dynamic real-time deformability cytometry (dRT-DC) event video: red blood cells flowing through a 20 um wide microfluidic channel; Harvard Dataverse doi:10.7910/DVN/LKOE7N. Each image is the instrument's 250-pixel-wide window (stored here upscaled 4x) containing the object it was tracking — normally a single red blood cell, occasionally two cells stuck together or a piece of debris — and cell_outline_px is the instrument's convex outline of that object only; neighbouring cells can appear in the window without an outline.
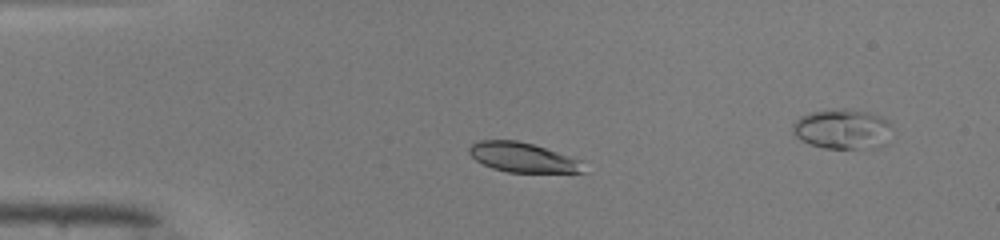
{"species": "common noctule bat (a hibernating species)", "species_latin": "Nyctalus noctula", "temperature_condition": "warm", "stored_images_in_passage": 14, "camera_frame_rate_fps": 3000, "um_per_image_px": 0.085, "animal": {"sex": "male", "body_mass_g": 19.0, "forearm_length_mm": 50.8}, "frame": {"image": 1, "passage_image": 10, "time_ms": 3.0, "image_size_px": [1000, 240], "cell_outline_px": [[588, 172], [508, 172], [492, 168], [476, 160], [468, 152], [468, 148], [472, 144], [480, 140], [516, 140], [532, 144], [580, 160]], "centroid_in_image_um": [44.42, 13.38], "position_along_channel_um": 40.6, "area_um2": 19.48}}